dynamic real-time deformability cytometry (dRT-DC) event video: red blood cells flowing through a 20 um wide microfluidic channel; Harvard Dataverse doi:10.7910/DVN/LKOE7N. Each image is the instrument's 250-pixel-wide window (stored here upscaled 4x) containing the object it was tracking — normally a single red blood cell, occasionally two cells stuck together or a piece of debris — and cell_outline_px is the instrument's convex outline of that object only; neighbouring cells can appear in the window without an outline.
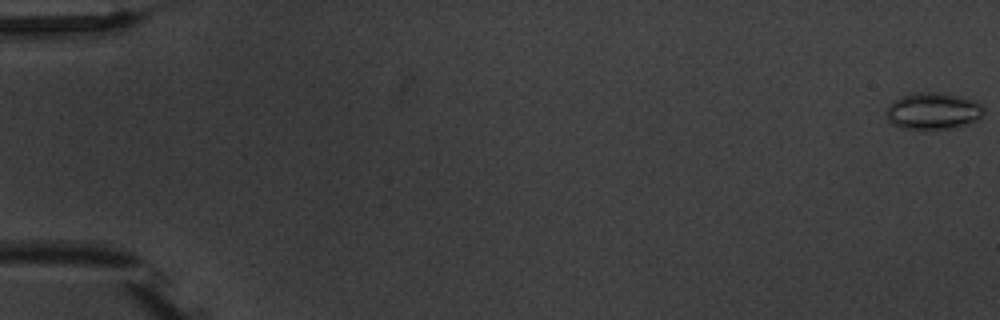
{"species": "common noctule bat (a hibernating species)", "species_latin": "Nyctalus noctula", "temperature_condition": "warm", "stored_images_in_passage": 4, "camera_frame_rate_fps": 3000, "um_per_image_px": 0.085, "animal": {"sex": "male", "body_mass_g": 20.1, "forearm_length_mm": 53.5}, "frame": {"image": 1, "passage_image": 1, "time_ms": 0.0, "image_size_px": [1000, 320], "cell_outline_px": [[984, 112], [976, 120], [964, 124], [948, 128], [904, 128], [892, 124], [888, 120], [888, 104], [900, 96], [912, 92], [936, 92], [956, 96], [980, 104], [984, 108]], "centroid_in_image_um": [79.25, 9.41], "position_along_channel_um": 5.7, "area_um2": 20.23}}